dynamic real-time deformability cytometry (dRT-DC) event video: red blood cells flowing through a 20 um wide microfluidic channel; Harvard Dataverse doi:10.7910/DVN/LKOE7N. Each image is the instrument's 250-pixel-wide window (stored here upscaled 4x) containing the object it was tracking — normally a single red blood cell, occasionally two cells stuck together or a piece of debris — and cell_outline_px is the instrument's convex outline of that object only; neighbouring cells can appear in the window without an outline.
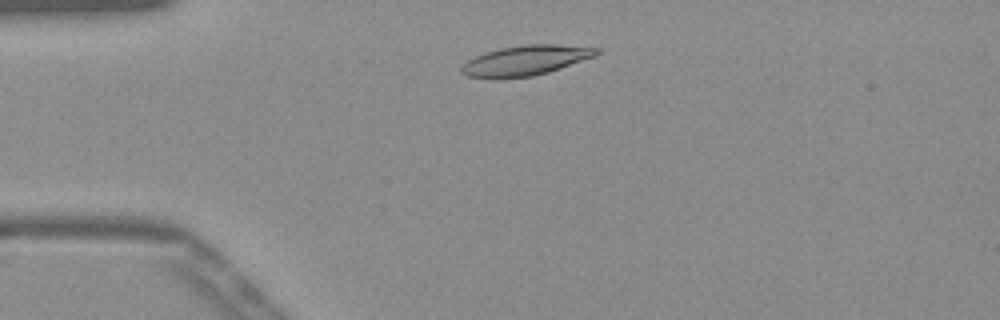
{"species": "Egyptian fruit bat (a non-hibernating species)", "species_latin": "Rousettus aegyptiacus", "temperature_condition": "warm", "stored_images_in_passage": 46, "camera_frame_rate_fps": 3000, "um_per_image_px": 0.085, "frame": {"image": 1, "passage_image": 6, "time_ms": 1.667, "image_size_px": [1000, 320], "cell_outline_px": [[600, 52], [596, 56], [548, 72], [532, 76], [468, 76], [460, 72], [460, 68], [468, 60], [476, 56], [500, 48], [524, 44], [556, 44], [600, 48]], "centroid_in_image_um": [44.76, 5.09], "position_along_channel_um": 40.2, "area_um2": 22.89}}
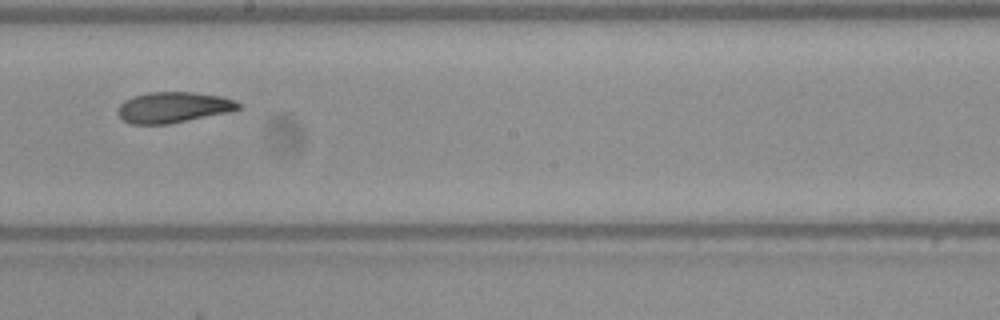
{"frame": {"image": 2, "passage_image": 23, "time_ms": 7.333, "image_size_px": [1000, 320], "cell_outline_px": [[240, 108], [228, 112], [168, 124], [132, 124], [120, 120], [116, 112], [116, 108], [124, 100], [132, 96], [148, 92], [192, 92], [220, 96], [232, 100], [240, 104]], "centroid_in_image_um": [14.63, 9.13], "position_along_channel_um": 233.6, "area_um2": 21.68}}
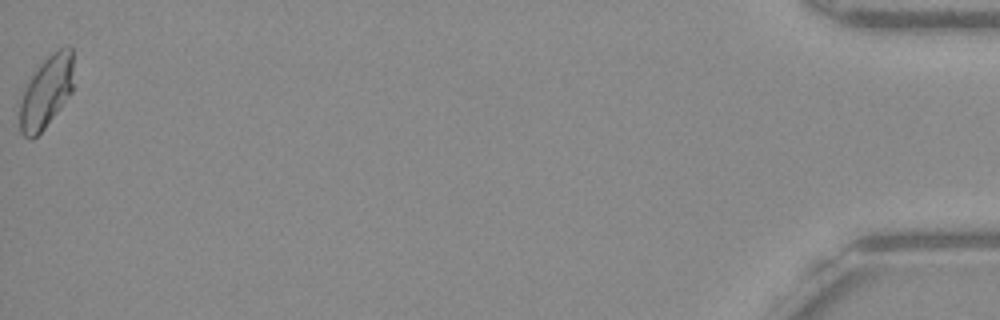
{"frame": {"image": 3, "passage_image": 46, "time_ms": 15.0, "image_size_px": [1000, 320], "cell_outline_px": [[72, 92], [60, 108], [44, 128], [32, 140], [28, 140], [20, 132], [20, 104], [24, 92], [32, 76], [40, 64], [56, 48], [68, 44], [72, 48]], "centroid_in_image_um": [3.95, 7.8], "position_along_channel_um": 431.2, "area_um2": 22.31}, "authors_computed_cell_mechanics": {"area_um2": 22.0507, "velocity_mm_per_s": 3.8807, "shape_relaxation_time_tau1_ms": 6.091, "shape_relaxation_time_tau2_ms": 2.7706, "deformation_change_tau1": 0.2025, "deformation_change_tau2": 0.0867}}